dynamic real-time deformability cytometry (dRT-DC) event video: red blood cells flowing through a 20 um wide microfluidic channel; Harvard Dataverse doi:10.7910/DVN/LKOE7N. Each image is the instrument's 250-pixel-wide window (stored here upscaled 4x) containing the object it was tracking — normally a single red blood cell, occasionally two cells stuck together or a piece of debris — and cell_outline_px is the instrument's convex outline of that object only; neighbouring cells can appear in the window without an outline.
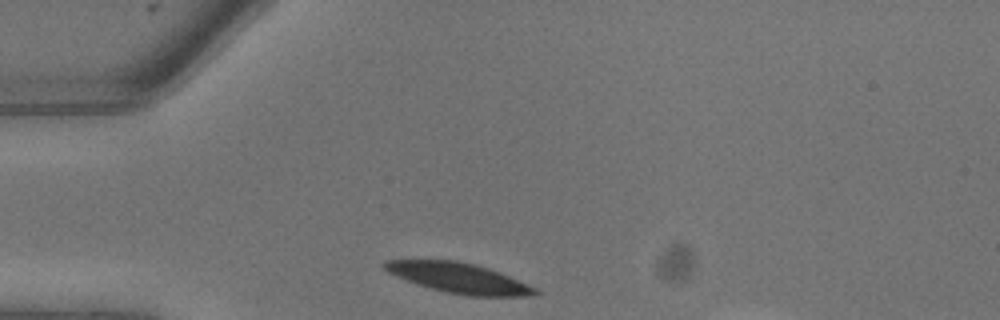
{"species": "common noctule bat (a hibernating species)", "species_latin": "Nyctalus noctula", "temperature_condition": "warm", "stored_images_in_passage": 2, "camera_frame_rate_fps": 3000, "um_per_image_px": 0.085, "animal": {"sex": "male", "body_mass_g": 13.3}, "frame": {"image": 1, "passage_image": 1, "time_ms": 0.0, "image_size_px": [1000, 320], "cell_outline_px": [[540, 292], [524, 296], [468, 296], [448, 292], [432, 288], [396, 276], [388, 272], [380, 264], [388, 260], [456, 260], [476, 264], [488, 268], [508, 276], [536, 288]], "centroid_in_image_um": [38.98, 23.61], "position_along_channel_um": 46.0, "area_um2": 25.89}}